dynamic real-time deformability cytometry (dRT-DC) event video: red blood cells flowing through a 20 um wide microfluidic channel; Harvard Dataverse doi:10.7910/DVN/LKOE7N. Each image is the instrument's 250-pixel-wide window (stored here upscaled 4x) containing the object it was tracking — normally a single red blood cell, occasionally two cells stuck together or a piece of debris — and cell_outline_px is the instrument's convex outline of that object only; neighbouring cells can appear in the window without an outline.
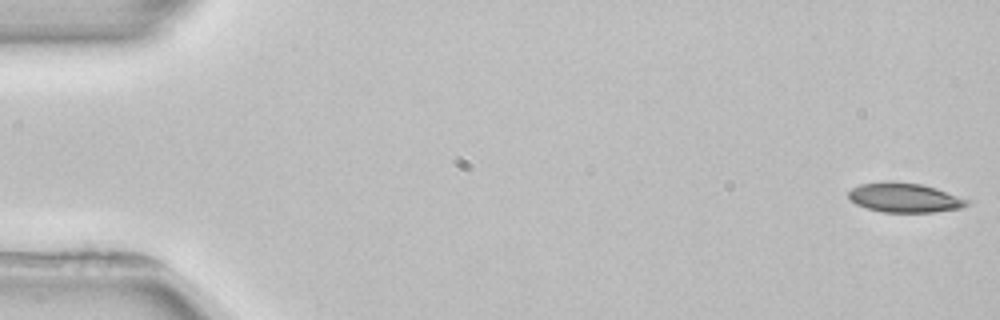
{"species": "common noctule bat (a hibernating species)", "species_latin": "Nyctalus noctula", "temperature_condition": "room temperature", "stored_images_in_passage": 3, "camera_frame_rate_fps": 3000, "um_per_image_px": 0.085, "animal": {"sex": "female", "body_mass_g": 22.7, "forearm_length_mm": 54.2}, "frame": {"image": 1, "passage_image": 1, "time_ms": 0.0, "image_size_px": [1000, 320], "cell_outline_px": [[968, 204], [960, 208], [932, 212], [884, 212], [868, 208], [856, 204], [848, 196], [848, 192], [852, 188], [860, 184], [888, 180], [892, 180], [920, 184], [936, 188], [968, 200]], "centroid_in_image_um": [76.84, 16.78], "position_along_channel_um": 8.2, "area_um2": 20.17}}